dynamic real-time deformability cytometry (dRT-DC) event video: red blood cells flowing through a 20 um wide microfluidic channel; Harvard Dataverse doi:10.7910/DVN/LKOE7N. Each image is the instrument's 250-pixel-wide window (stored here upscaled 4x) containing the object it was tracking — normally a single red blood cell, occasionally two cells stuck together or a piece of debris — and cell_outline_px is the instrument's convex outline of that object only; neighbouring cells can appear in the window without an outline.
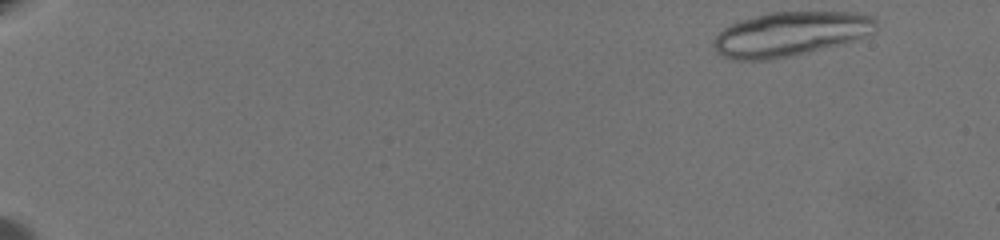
{"species": "common noctule bat (a hibernating species)", "species_latin": "Nyctalus noctula", "temperature_condition": "warm", "stored_images_in_passage": 25, "camera_frame_rate_fps": 3000, "um_per_image_px": 0.085, "animal": {"sex": "female", "body_mass_g": 19.5, "forearm_length_mm": 54.1}, "frame": {"image": 1, "passage_image": 1, "time_ms": 0.0, "image_size_px": [1000, 240], "cell_outline_px": [[876, 28], [872, 32], [852, 40], [808, 52], [792, 56], [768, 60], [732, 60], [716, 52], [716, 36], [724, 28], [732, 24], [768, 12], [852, 12], [872, 16], [876, 20]], "centroid_in_image_um": [67.17, 2.89], "position_along_channel_um": 17.8, "area_um2": 41.21}}